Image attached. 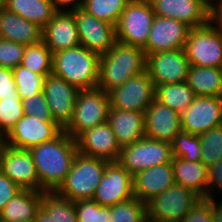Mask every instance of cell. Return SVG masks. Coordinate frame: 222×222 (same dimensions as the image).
Instances as JSON below:
<instances>
[{
  "label": "cell",
  "mask_w": 222,
  "mask_h": 222,
  "mask_svg": "<svg viewBox=\"0 0 222 222\" xmlns=\"http://www.w3.org/2000/svg\"><path fill=\"white\" fill-rule=\"evenodd\" d=\"M39 179L40 192H55L64 182L77 154L76 139L64 130L54 139L29 149Z\"/></svg>",
  "instance_id": "obj_1"
},
{
  "label": "cell",
  "mask_w": 222,
  "mask_h": 222,
  "mask_svg": "<svg viewBox=\"0 0 222 222\" xmlns=\"http://www.w3.org/2000/svg\"><path fill=\"white\" fill-rule=\"evenodd\" d=\"M147 56L142 48L116 41L113 47L99 58L97 88L107 94L128 79L146 70Z\"/></svg>",
  "instance_id": "obj_2"
},
{
  "label": "cell",
  "mask_w": 222,
  "mask_h": 222,
  "mask_svg": "<svg viewBox=\"0 0 222 222\" xmlns=\"http://www.w3.org/2000/svg\"><path fill=\"white\" fill-rule=\"evenodd\" d=\"M99 58L82 45L53 53L52 74L79 90L97 88Z\"/></svg>",
  "instance_id": "obj_3"
},
{
  "label": "cell",
  "mask_w": 222,
  "mask_h": 222,
  "mask_svg": "<svg viewBox=\"0 0 222 222\" xmlns=\"http://www.w3.org/2000/svg\"><path fill=\"white\" fill-rule=\"evenodd\" d=\"M108 163L77 152L69 173L55 192L73 202L92 199Z\"/></svg>",
  "instance_id": "obj_4"
},
{
  "label": "cell",
  "mask_w": 222,
  "mask_h": 222,
  "mask_svg": "<svg viewBox=\"0 0 222 222\" xmlns=\"http://www.w3.org/2000/svg\"><path fill=\"white\" fill-rule=\"evenodd\" d=\"M109 95L99 88L79 90L74 115L64 131L73 139L108 120Z\"/></svg>",
  "instance_id": "obj_5"
},
{
  "label": "cell",
  "mask_w": 222,
  "mask_h": 222,
  "mask_svg": "<svg viewBox=\"0 0 222 222\" xmlns=\"http://www.w3.org/2000/svg\"><path fill=\"white\" fill-rule=\"evenodd\" d=\"M200 200L193 191L175 183L145 203L147 222H182Z\"/></svg>",
  "instance_id": "obj_6"
},
{
  "label": "cell",
  "mask_w": 222,
  "mask_h": 222,
  "mask_svg": "<svg viewBox=\"0 0 222 222\" xmlns=\"http://www.w3.org/2000/svg\"><path fill=\"white\" fill-rule=\"evenodd\" d=\"M184 51L190 65L220 68L222 64V26L211 20L204 26L191 28Z\"/></svg>",
  "instance_id": "obj_7"
},
{
  "label": "cell",
  "mask_w": 222,
  "mask_h": 222,
  "mask_svg": "<svg viewBox=\"0 0 222 222\" xmlns=\"http://www.w3.org/2000/svg\"><path fill=\"white\" fill-rule=\"evenodd\" d=\"M154 18L150 1L130 0L115 26L116 40L143 49Z\"/></svg>",
  "instance_id": "obj_8"
},
{
  "label": "cell",
  "mask_w": 222,
  "mask_h": 222,
  "mask_svg": "<svg viewBox=\"0 0 222 222\" xmlns=\"http://www.w3.org/2000/svg\"><path fill=\"white\" fill-rule=\"evenodd\" d=\"M172 144L143 137L121 148L117 162L134 176L152 166L171 163Z\"/></svg>",
  "instance_id": "obj_9"
},
{
  "label": "cell",
  "mask_w": 222,
  "mask_h": 222,
  "mask_svg": "<svg viewBox=\"0 0 222 222\" xmlns=\"http://www.w3.org/2000/svg\"><path fill=\"white\" fill-rule=\"evenodd\" d=\"M108 95L112 109L144 113L155 100V86L145 70L111 90Z\"/></svg>",
  "instance_id": "obj_10"
},
{
  "label": "cell",
  "mask_w": 222,
  "mask_h": 222,
  "mask_svg": "<svg viewBox=\"0 0 222 222\" xmlns=\"http://www.w3.org/2000/svg\"><path fill=\"white\" fill-rule=\"evenodd\" d=\"M72 12L77 25L80 45L99 56L106 54L117 41L115 26L97 19L82 8Z\"/></svg>",
  "instance_id": "obj_11"
},
{
  "label": "cell",
  "mask_w": 222,
  "mask_h": 222,
  "mask_svg": "<svg viewBox=\"0 0 222 222\" xmlns=\"http://www.w3.org/2000/svg\"><path fill=\"white\" fill-rule=\"evenodd\" d=\"M182 131L199 136L222 125V97L197 96L181 114Z\"/></svg>",
  "instance_id": "obj_12"
},
{
  "label": "cell",
  "mask_w": 222,
  "mask_h": 222,
  "mask_svg": "<svg viewBox=\"0 0 222 222\" xmlns=\"http://www.w3.org/2000/svg\"><path fill=\"white\" fill-rule=\"evenodd\" d=\"M189 66L184 49L147 55L146 70L154 86L186 82Z\"/></svg>",
  "instance_id": "obj_13"
},
{
  "label": "cell",
  "mask_w": 222,
  "mask_h": 222,
  "mask_svg": "<svg viewBox=\"0 0 222 222\" xmlns=\"http://www.w3.org/2000/svg\"><path fill=\"white\" fill-rule=\"evenodd\" d=\"M43 92L53 121L65 129L74 115L79 89L53 74L46 76Z\"/></svg>",
  "instance_id": "obj_14"
},
{
  "label": "cell",
  "mask_w": 222,
  "mask_h": 222,
  "mask_svg": "<svg viewBox=\"0 0 222 222\" xmlns=\"http://www.w3.org/2000/svg\"><path fill=\"white\" fill-rule=\"evenodd\" d=\"M62 129L54 121H43L24 114L8 133V146L27 149L57 137Z\"/></svg>",
  "instance_id": "obj_15"
},
{
  "label": "cell",
  "mask_w": 222,
  "mask_h": 222,
  "mask_svg": "<svg viewBox=\"0 0 222 222\" xmlns=\"http://www.w3.org/2000/svg\"><path fill=\"white\" fill-rule=\"evenodd\" d=\"M132 197L133 176L118 162H109L92 199L101 206L111 207Z\"/></svg>",
  "instance_id": "obj_16"
},
{
  "label": "cell",
  "mask_w": 222,
  "mask_h": 222,
  "mask_svg": "<svg viewBox=\"0 0 222 222\" xmlns=\"http://www.w3.org/2000/svg\"><path fill=\"white\" fill-rule=\"evenodd\" d=\"M191 27L172 18L156 16L143 48L146 56L161 52L184 49Z\"/></svg>",
  "instance_id": "obj_17"
},
{
  "label": "cell",
  "mask_w": 222,
  "mask_h": 222,
  "mask_svg": "<svg viewBox=\"0 0 222 222\" xmlns=\"http://www.w3.org/2000/svg\"><path fill=\"white\" fill-rule=\"evenodd\" d=\"M156 16L176 19L191 28L210 21L209 0H150Z\"/></svg>",
  "instance_id": "obj_18"
},
{
  "label": "cell",
  "mask_w": 222,
  "mask_h": 222,
  "mask_svg": "<svg viewBox=\"0 0 222 222\" xmlns=\"http://www.w3.org/2000/svg\"><path fill=\"white\" fill-rule=\"evenodd\" d=\"M0 170L21 189L40 192L39 179L29 150L8 146L0 153Z\"/></svg>",
  "instance_id": "obj_19"
},
{
  "label": "cell",
  "mask_w": 222,
  "mask_h": 222,
  "mask_svg": "<svg viewBox=\"0 0 222 222\" xmlns=\"http://www.w3.org/2000/svg\"><path fill=\"white\" fill-rule=\"evenodd\" d=\"M77 150L80 154L117 162L121 147L108 122L86 130L76 138Z\"/></svg>",
  "instance_id": "obj_20"
},
{
  "label": "cell",
  "mask_w": 222,
  "mask_h": 222,
  "mask_svg": "<svg viewBox=\"0 0 222 222\" xmlns=\"http://www.w3.org/2000/svg\"><path fill=\"white\" fill-rule=\"evenodd\" d=\"M145 137L172 144L181 129L180 113L154 100L144 112Z\"/></svg>",
  "instance_id": "obj_21"
},
{
  "label": "cell",
  "mask_w": 222,
  "mask_h": 222,
  "mask_svg": "<svg viewBox=\"0 0 222 222\" xmlns=\"http://www.w3.org/2000/svg\"><path fill=\"white\" fill-rule=\"evenodd\" d=\"M42 41L52 53L80 45L73 12L57 11L42 29Z\"/></svg>",
  "instance_id": "obj_22"
},
{
  "label": "cell",
  "mask_w": 222,
  "mask_h": 222,
  "mask_svg": "<svg viewBox=\"0 0 222 222\" xmlns=\"http://www.w3.org/2000/svg\"><path fill=\"white\" fill-rule=\"evenodd\" d=\"M175 184L171 163L152 166L133 176V196L146 203Z\"/></svg>",
  "instance_id": "obj_23"
},
{
  "label": "cell",
  "mask_w": 222,
  "mask_h": 222,
  "mask_svg": "<svg viewBox=\"0 0 222 222\" xmlns=\"http://www.w3.org/2000/svg\"><path fill=\"white\" fill-rule=\"evenodd\" d=\"M107 122L121 148L145 137L144 113L110 107Z\"/></svg>",
  "instance_id": "obj_24"
},
{
  "label": "cell",
  "mask_w": 222,
  "mask_h": 222,
  "mask_svg": "<svg viewBox=\"0 0 222 222\" xmlns=\"http://www.w3.org/2000/svg\"><path fill=\"white\" fill-rule=\"evenodd\" d=\"M0 38L33 45L42 41V28L6 8H0Z\"/></svg>",
  "instance_id": "obj_25"
},
{
  "label": "cell",
  "mask_w": 222,
  "mask_h": 222,
  "mask_svg": "<svg viewBox=\"0 0 222 222\" xmlns=\"http://www.w3.org/2000/svg\"><path fill=\"white\" fill-rule=\"evenodd\" d=\"M175 183L193 191L201 199H207L208 167L201 161L172 158Z\"/></svg>",
  "instance_id": "obj_26"
},
{
  "label": "cell",
  "mask_w": 222,
  "mask_h": 222,
  "mask_svg": "<svg viewBox=\"0 0 222 222\" xmlns=\"http://www.w3.org/2000/svg\"><path fill=\"white\" fill-rule=\"evenodd\" d=\"M41 201L42 192L22 189L4 206L0 222H34Z\"/></svg>",
  "instance_id": "obj_27"
},
{
  "label": "cell",
  "mask_w": 222,
  "mask_h": 222,
  "mask_svg": "<svg viewBox=\"0 0 222 222\" xmlns=\"http://www.w3.org/2000/svg\"><path fill=\"white\" fill-rule=\"evenodd\" d=\"M34 222H78L74 202L56 192H42L41 207Z\"/></svg>",
  "instance_id": "obj_28"
},
{
  "label": "cell",
  "mask_w": 222,
  "mask_h": 222,
  "mask_svg": "<svg viewBox=\"0 0 222 222\" xmlns=\"http://www.w3.org/2000/svg\"><path fill=\"white\" fill-rule=\"evenodd\" d=\"M186 82L196 96L222 97L220 68L190 65Z\"/></svg>",
  "instance_id": "obj_29"
},
{
  "label": "cell",
  "mask_w": 222,
  "mask_h": 222,
  "mask_svg": "<svg viewBox=\"0 0 222 222\" xmlns=\"http://www.w3.org/2000/svg\"><path fill=\"white\" fill-rule=\"evenodd\" d=\"M4 8L39 25L42 29L57 12L53 3L46 0H7Z\"/></svg>",
  "instance_id": "obj_30"
},
{
  "label": "cell",
  "mask_w": 222,
  "mask_h": 222,
  "mask_svg": "<svg viewBox=\"0 0 222 222\" xmlns=\"http://www.w3.org/2000/svg\"><path fill=\"white\" fill-rule=\"evenodd\" d=\"M196 97L187 82L155 86V100L180 114Z\"/></svg>",
  "instance_id": "obj_31"
},
{
  "label": "cell",
  "mask_w": 222,
  "mask_h": 222,
  "mask_svg": "<svg viewBox=\"0 0 222 222\" xmlns=\"http://www.w3.org/2000/svg\"><path fill=\"white\" fill-rule=\"evenodd\" d=\"M52 61L53 53L41 41L33 45H25L20 65L46 77L52 74Z\"/></svg>",
  "instance_id": "obj_32"
},
{
  "label": "cell",
  "mask_w": 222,
  "mask_h": 222,
  "mask_svg": "<svg viewBox=\"0 0 222 222\" xmlns=\"http://www.w3.org/2000/svg\"><path fill=\"white\" fill-rule=\"evenodd\" d=\"M130 0H83L82 9L97 19L116 26Z\"/></svg>",
  "instance_id": "obj_33"
},
{
  "label": "cell",
  "mask_w": 222,
  "mask_h": 222,
  "mask_svg": "<svg viewBox=\"0 0 222 222\" xmlns=\"http://www.w3.org/2000/svg\"><path fill=\"white\" fill-rule=\"evenodd\" d=\"M12 71L21 100L43 91L45 76L35 73L20 64Z\"/></svg>",
  "instance_id": "obj_34"
},
{
  "label": "cell",
  "mask_w": 222,
  "mask_h": 222,
  "mask_svg": "<svg viewBox=\"0 0 222 222\" xmlns=\"http://www.w3.org/2000/svg\"><path fill=\"white\" fill-rule=\"evenodd\" d=\"M201 141L200 161L207 167L215 165L222 159V125L199 135Z\"/></svg>",
  "instance_id": "obj_35"
},
{
  "label": "cell",
  "mask_w": 222,
  "mask_h": 222,
  "mask_svg": "<svg viewBox=\"0 0 222 222\" xmlns=\"http://www.w3.org/2000/svg\"><path fill=\"white\" fill-rule=\"evenodd\" d=\"M110 222H147L146 204L132 197L111 206Z\"/></svg>",
  "instance_id": "obj_36"
},
{
  "label": "cell",
  "mask_w": 222,
  "mask_h": 222,
  "mask_svg": "<svg viewBox=\"0 0 222 222\" xmlns=\"http://www.w3.org/2000/svg\"><path fill=\"white\" fill-rule=\"evenodd\" d=\"M201 141L199 136L180 131L172 142V154L187 161H200Z\"/></svg>",
  "instance_id": "obj_37"
},
{
  "label": "cell",
  "mask_w": 222,
  "mask_h": 222,
  "mask_svg": "<svg viewBox=\"0 0 222 222\" xmlns=\"http://www.w3.org/2000/svg\"><path fill=\"white\" fill-rule=\"evenodd\" d=\"M78 222H110L111 207L101 206L93 199L74 202Z\"/></svg>",
  "instance_id": "obj_38"
},
{
  "label": "cell",
  "mask_w": 222,
  "mask_h": 222,
  "mask_svg": "<svg viewBox=\"0 0 222 222\" xmlns=\"http://www.w3.org/2000/svg\"><path fill=\"white\" fill-rule=\"evenodd\" d=\"M24 116L20 97H8L0 100V126L7 132Z\"/></svg>",
  "instance_id": "obj_39"
},
{
  "label": "cell",
  "mask_w": 222,
  "mask_h": 222,
  "mask_svg": "<svg viewBox=\"0 0 222 222\" xmlns=\"http://www.w3.org/2000/svg\"><path fill=\"white\" fill-rule=\"evenodd\" d=\"M24 50V44L0 38V67H17L23 59Z\"/></svg>",
  "instance_id": "obj_40"
},
{
  "label": "cell",
  "mask_w": 222,
  "mask_h": 222,
  "mask_svg": "<svg viewBox=\"0 0 222 222\" xmlns=\"http://www.w3.org/2000/svg\"><path fill=\"white\" fill-rule=\"evenodd\" d=\"M24 114L37 117L43 121H53L44 92L22 99Z\"/></svg>",
  "instance_id": "obj_41"
},
{
  "label": "cell",
  "mask_w": 222,
  "mask_h": 222,
  "mask_svg": "<svg viewBox=\"0 0 222 222\" xmlns=\"http://www.w3.org/2000/svg\"><path fill=\"white\" fill-rule=\"evenodd\" d=\"M182 222H213L212 199H201L186 214Z\"/></svg>",
  "instance_id": "obj_42"
},
{
  "label": "cell",
  "mask_w": 222,
  "mask_h": 222,
  "mask_svg": "<svg viewBox=\"0 0 222 222\" xmlns=\"http://www.w3.org/2000/svg\"><path fill=\"white\" fill-rule=\"evenodd\" d=\"M8 97H20L14 81L13 71L0 67V100Z\"/></svg>",
  "instance_id": "obj_43"
},
{
  "label": "cell",
  "mask_w": 222,
  "mask_h": 222,
  "mask_svg": "<svg viewBox=\"0 0 222 222\" xmlns=\"http://www.w3.org/2000/svg\"><path fill=\"white\" fill-rule=\"evenodd\" d=\"M214 188L222 193V159L208 167L207 199H217Z\"/></svg>",
  "instance_id": "obj_44"
},
{
  "label": "cell",
  "mask_w": 222,
  "mask_h": 222,
  "mask_svg": "<svg viewBox=\"0 0 222 222\" xmlns=\"http://www.w3.org/2000/svg\"><path fill=\"white\" fill-rule=\"evenodd\" d=\"M22 189L0 170V215L7 202Z\"/></svg>",
  "instance_id": "obj_45"
},
{
  "label": "cell",
  "mask_w": 222,
  "mask_h": 222,
  "mask_svg": "<svg viewBox=\"0 0 222 222\" xmlns=\"http://www.w3.org/2000/svg\"><path fill=\"white\" fill-rule=\"evenodd\" d=\"M52 3L56 11L65 12H72L83 6V0H53Z\"/></svg>",
  "instance_id": "obj_46"
},
{
  "label": "cell",
  "mask_w": 222,
  "mask_h": 222,
  "mask_svg": "<svg viewBox=\"0 0 222 222\" xmlns=\"http://www.w3.org/2000/svg\"><path fill=\"white\" fill-rule=\"evenodd\" d=\"M210 20L222 26V0L210 1Z\"/></svg>",
  "instance_id": "obj_47"
},
{
  "label": "cell",
  "mask_w": 222,
  "mask_h": 222,
  "mask_svg": "<svg viewBox=\"0 0 222 222\" xmlns=\"http://www.w3.org/2000/svg\"><path fill=\"white\" fill-rule=\"evenodd\" d=\"M212 218L213 222H222V203L217 199H212Z\"/></svg>",
  "instance_id": "obj_48"
},
{
  "label": "cell",
  "mask_w": 222,
  "mask_h": 222,
  "mask_svg": "<svg viewBox=\"0 0 222 222\" xmlns=\"http://www.w3.org/2000/svg\"><path fill=\"white\" fill-rule=\"evenodd\" d=\"M8 147V133L0 126V153Z\"/></svg>",
  "instance_id": "obj_49"
},
{
  "label": "cell",
  "mask_w": 222,
  "mask_h": 222,
  "mask_svg": "<svg viewBox=\"0 0 222 222\" xmlns=\"http://www.w3.org/2000/svg\"><path fill=\"white\" fill-rule=\"evenodd\" d=\"M7 0H0V8H4Z\"/></svg>",
  "instance_id": "obj_50"
}]
</instances>
